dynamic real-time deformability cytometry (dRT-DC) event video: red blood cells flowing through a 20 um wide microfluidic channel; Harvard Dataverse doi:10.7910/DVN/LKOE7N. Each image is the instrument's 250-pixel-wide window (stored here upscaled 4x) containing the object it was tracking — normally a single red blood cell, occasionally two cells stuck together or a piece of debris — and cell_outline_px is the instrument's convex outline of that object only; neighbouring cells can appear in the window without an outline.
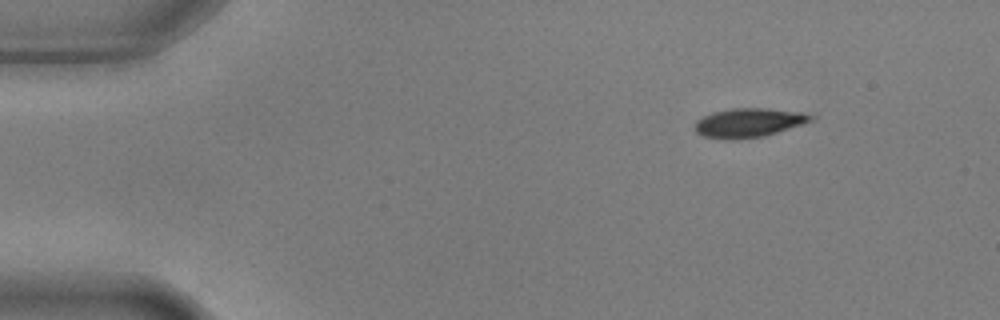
{"species": "common noctule bat (a hibernating species)", "species_latin": "Nyctalus noctula", "temperature_condition": "warm", "stored_images_in_passage": 4, "camera_frame_rate_fps": 3000, "um_per_image_px": 0.085, "animal": {"sex": "male", "body_mass_g": 17.9, "forearm_length_mm": 54.2}, "frame": {"image": 1, "passage_image": 1, "time_ms": 0.0, "image_size_px": [1000, 320], "cell_outline_px": [[816, 116], [812, 120], [804, 124], [764, 136], [732, 140], [728, 140], [704, 136], [696, 132], [696, 120], [712, 112], [732, 108], [768, 108], [804, 112]], "centroid_in_image_um": [63.68, 10.42], "position_along_channel_um": 21.3, "area_um2": 19.77}}